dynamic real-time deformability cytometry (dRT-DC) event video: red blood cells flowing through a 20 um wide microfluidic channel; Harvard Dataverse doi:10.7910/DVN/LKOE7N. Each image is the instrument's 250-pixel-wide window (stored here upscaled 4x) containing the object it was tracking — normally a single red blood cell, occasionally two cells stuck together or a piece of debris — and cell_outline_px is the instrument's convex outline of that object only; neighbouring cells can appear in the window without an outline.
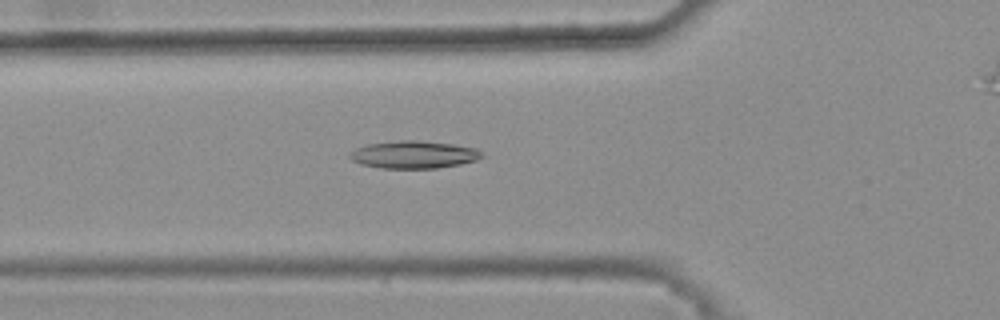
{"species": "common noctule bat (a hibernating species)", "species_latin": "Nyctalus noctula", "temperature_condition": "warm", "stored_images_in_passage": 48, "camera_frame_rate_fps": 3000, "um_per_image_px": 0.085, "animal": {"sex": "female", "body_mass_g": 25.1}, "frame": {"image": 1, "passage_image": 19, "time_ms": 6.0, "image_size_px": [1000, 320], "cell_outline_px": [[484, 156], [476, 160], [460, 164], [436, 168], [380, 168], [360, 164], [352, 160], [348, 156], [356, 148], [368, 144], [400, 140], [416, 140], [452, 144], [476, 148]], "centroid_in_image_um": [35.16, 13.14], "position_along_channel_um": 90.6, "area_um2": 21.04}}
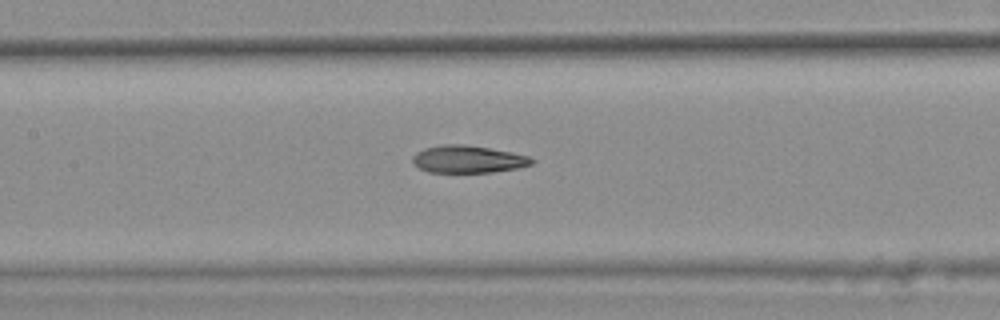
{"frame": {"image": 2, "passage_image": 25, "time_ms": 8.0, "image_size_px": [1000, 320], "cell_outline_px": [[536, 160], [532, 164], [520, 168], [492, 172], [428, 172], [420, 168], [412, 160], [412, 156], [416, 152], [424, 148], [440, 144], [464, 144], [488, 148], [528, 156]], "centroid_in_image_um": [39.77, 13.53], "position_along_channel_um": 167.6, "area_um2": 18.96}}
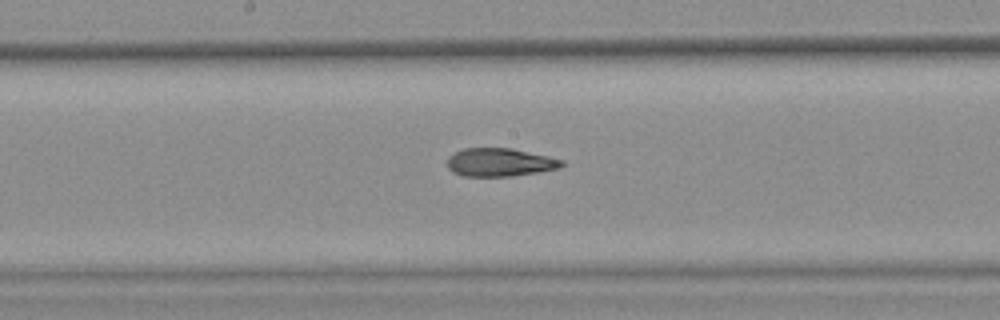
{"frame": {"image": 3, "passage_image": 28, "time_ms": 9.0, "image_size_px": [1000, 320], "cell_outline_px": [[564, 164], [560, 168], [512, 176], [464, 176], [452, 172], [448, 168], [448, 156], [464, 148], [512, 148], [548, 156], [564, 160]], "centroid_in_image_um": [42.49, 13.79], "position_along_channel_um": 205.7, "area_um2": 18.79}, "authors_computed_cell_mechanics": {"area_um2": 19.7098, "velocity_mm_per_s": 3.829, "shape_relaxation_time_tau1_ms": null, "shape_relaxation_time_tau2_ms": 2.0545, "deformation_change_tau1": null, "deformation_change_tau2": 0.1047}}